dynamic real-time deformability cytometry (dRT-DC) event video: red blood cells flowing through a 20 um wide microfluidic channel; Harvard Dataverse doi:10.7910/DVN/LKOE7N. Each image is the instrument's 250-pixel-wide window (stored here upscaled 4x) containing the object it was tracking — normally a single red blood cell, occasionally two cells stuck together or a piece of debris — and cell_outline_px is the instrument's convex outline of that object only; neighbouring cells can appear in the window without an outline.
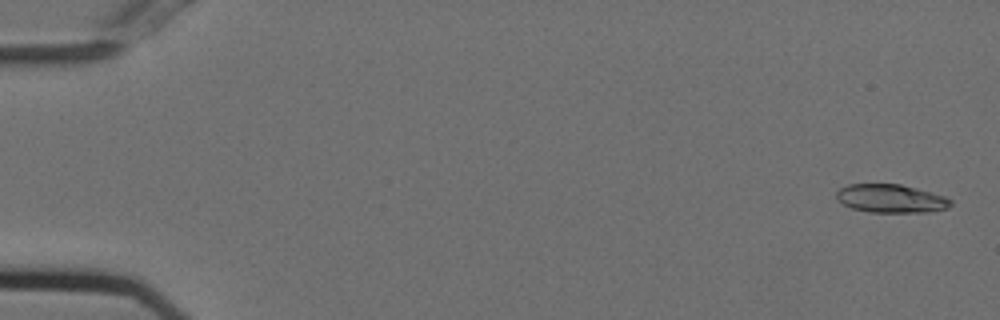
{"species": "Egyptian fruit bat (a non-hibernating species)", "species_latin": "Rousettus aegyptiacus", "temperature_condition": "cold", "stored_images_in_passage": 14, "camera_frame_rate_fps": 3000, "um_per_image_px": 0.085, "animal": {"sex": "female"}, "frame": {"image": 1, "passage_image": 2, "time_ms": 0.333, "image_size_px": [1000, 320], "cell_outline_px": [[952, 204], [948, 208], [928, 212], [868, 212], [852, 208], [844, 204], [836, 196], [836, 192], [840, 188], [848, 184], [900, 184], [916, 188], [944, 196], [952, 200]], "centroid_in_image_um": [75.74, 16.87], "position_along_channel_um": 9.3, "area_um2": 18.79}}
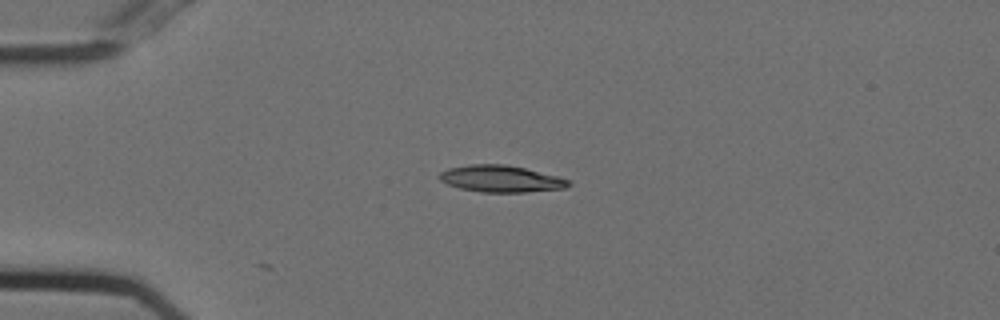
{"frame": {"image": 2, "passage_image": 14, "time_ms": 4.333, "image_size_px": [1000, 320], "cell_outline_px": [[572, 184], [564, 188], [524, 192], [480, 192], [460, 188], [448, 184], [440, 180], [440, 172], [448, 168], [468, 164], [504, 164], [524, 168], [572, 180]], "centroid_in_image_um": [42.58, 15.19], "position_along_channel_um": 42.4, "area_um2": 20.0}}